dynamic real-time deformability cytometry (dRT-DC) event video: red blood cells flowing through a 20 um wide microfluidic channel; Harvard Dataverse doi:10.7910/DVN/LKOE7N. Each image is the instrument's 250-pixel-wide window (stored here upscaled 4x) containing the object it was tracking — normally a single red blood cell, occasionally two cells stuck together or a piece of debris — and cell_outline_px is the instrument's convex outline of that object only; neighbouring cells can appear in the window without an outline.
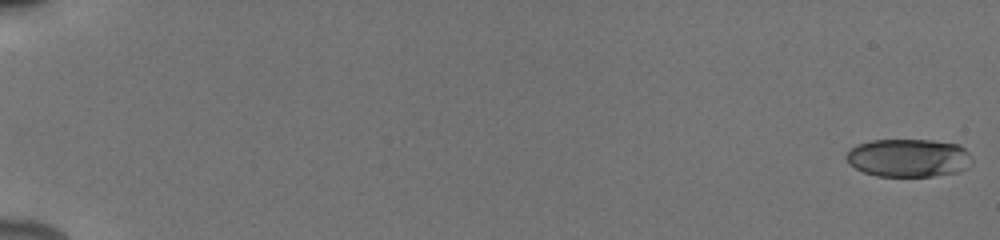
{"species": "human", "species_latin": "Homo sapiens", "temperature_condition": "cold", "stored_images_in_passage": 49, "camera_frame_rate_fps": 3000, "um_per_image_px": 0.085, "donor": {"sex": "male"}, "frame": {"image": 1, "passage_image": 1, "time_ms": 0.0, "image_size_px": [1000, 240], "cell_outline_px": [[972, 164], [968, 168], [960, 172], [932, 176], [876, 176], [864, 172], [856, 168], [844, 156], [856, 144], [872, 140], [932, 140], [956, 144], [964, 148], [972, 156]], "centroid_in_image_um": [77.27, 13.42], "position_along_channel_um": 7.7, "area_um2": 28.03}}
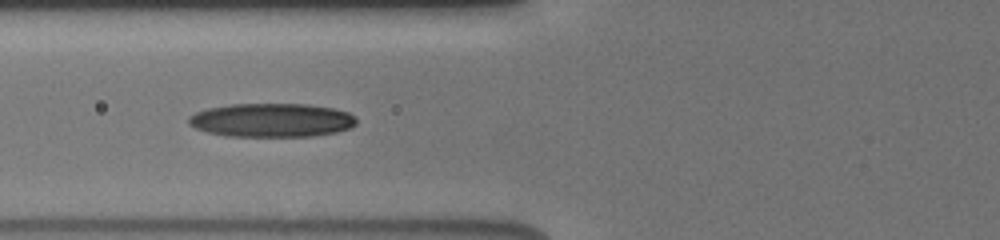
{"frame": {"image": 2, "passage_image": 18, "time_ms": 7.667, "image_size_px": [1000, 240], "cell_outline_px": [[356, 124], [352, 128], [336, 132], [312, 136], [224, 136], [208, 132], [196, 128], [188, 124], [188, 116], [196, 112], [208, 108], [232, 104], [308, 104], [332, 108], [348, 112], [356, 116]], "centroid_in_image_um": [23.1, 10.21], "position_along_channel_um": 102.7, "area_um2": 33.12}}
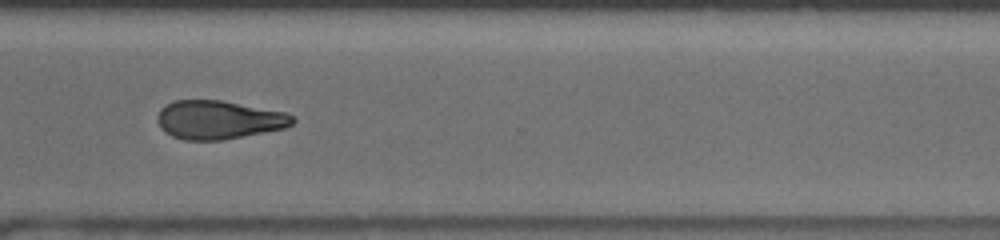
{"frame": {"image": 3, "passage_image": 36, "time_ms": 14.0, "image_size_px": [1000, 240], "cell_outline_px": [[296, 120], [292, 124], [284, 128], [224, 140], [184, 140], [172, 136], [164, 132], [160, 128], [156, 120], [156, 116], [160, 108], [164, 104], [176, 100], [220, 100], [284, 112], [296, 116]], "centroid_in_image_um": [18.54, 10.18], "position_along_channel_um": 352.1, "area_um2": 30.58}, "authors_computed_cell_mechanics": {"area_um2": 30.1716, "velocity_mm_per_s": 3.9425, "shape_relaxation_time_tau1_ms": 4.5683, "shape_relaxation_time_tau2_ms": null, "deformation_change_tau1": 0.1318, "deformation_change_tau2": null}}